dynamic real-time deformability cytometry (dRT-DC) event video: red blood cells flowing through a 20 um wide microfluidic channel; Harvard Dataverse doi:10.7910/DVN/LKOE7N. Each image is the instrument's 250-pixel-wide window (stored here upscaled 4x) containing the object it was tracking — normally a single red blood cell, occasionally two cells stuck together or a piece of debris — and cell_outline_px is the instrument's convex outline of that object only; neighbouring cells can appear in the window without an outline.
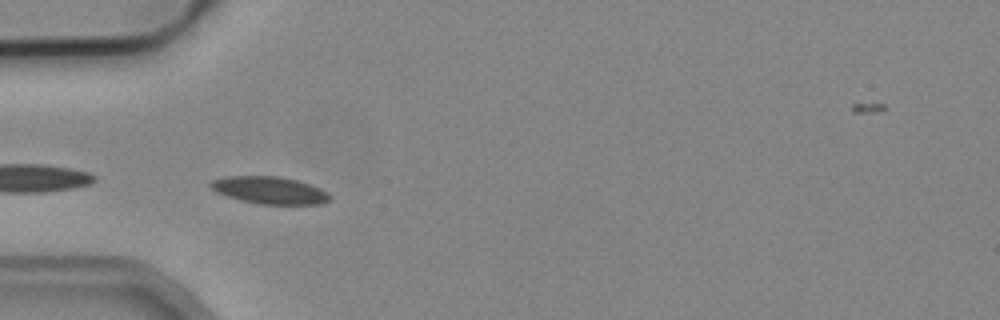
{"species": "common noctule bat (a hibernating species)", "species_latin": "Nyctalus noctula", "temperature_condition": "cold", "stored_images_in_passage": 5, "camera_frame_rate_fps": 3000, "um_per_image_px": 0.085, "animal": {"sex": "male", "body_mass_g": 19.2, "forearm_length_mm": 51.8}, "frame": {"image": 1, "passage_image": 1, "time_ms": 0.0, "image_size_px": [1000, 320], "cell_outline_px": [[332, 200], [320, 204], [260, 204], [240, 200], [216, 192], [208, 184], [212, 180], [224, 176], [280, 176], [296, 180], [320, 188], [328, 192], [332, 196]], "centroid_in_image_um": [22.93, 16.17], "position_along_channel_um": 62.1, "area_um2": 19.02}}